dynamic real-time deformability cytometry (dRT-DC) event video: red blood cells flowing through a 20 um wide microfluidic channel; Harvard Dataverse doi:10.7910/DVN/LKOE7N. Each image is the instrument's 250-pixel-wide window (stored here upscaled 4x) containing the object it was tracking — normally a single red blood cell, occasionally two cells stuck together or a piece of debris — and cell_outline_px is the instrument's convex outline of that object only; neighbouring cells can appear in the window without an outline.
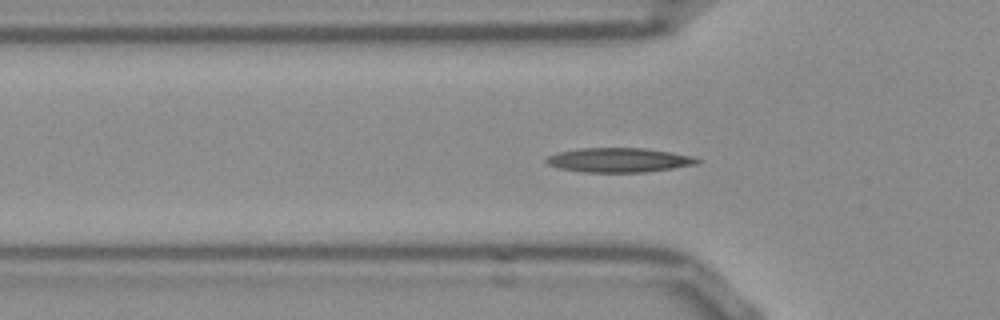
{"species": "Egyptian fruit bat (a non-hibernating species)", "species_latin": "Rousettus aegyptiacus", "temperature_condition": "room temperature", "stored_images_in_passage": 41, "segment_of_instrument_passage": [1, 2], "camera_frame_rate_fps": 3000, "um_per_image_px": 0.085, "frame": {"image": 1, "passage_image": 4, "time_ms": 1.0, "image_size_px": [1000, 320], "cell_outline_px": [[700, 164], [644, 172], [580, 172], [560, 168], [548, 164], [544, 160], [548, 156], [560, 152], [580, 148], [644, 148], [672, 152], [692, 156], [700, 160]], "centroid_in_image_um": [52.63, 13.6], "position_along_channel_um": 73.2, "area_um2": 21.39}}
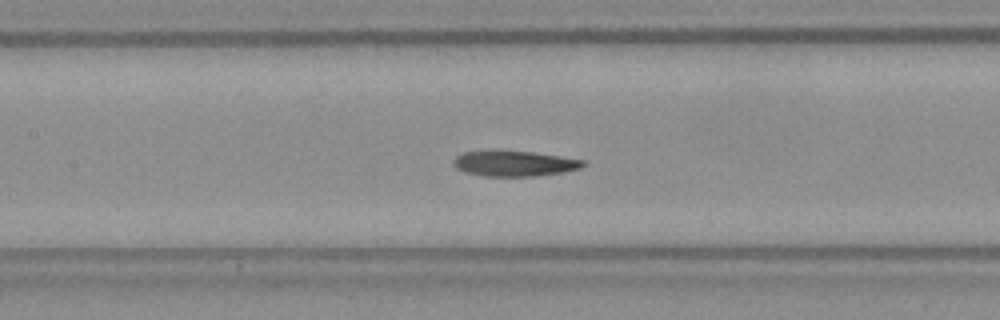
{"frame": {"image": 2, "passage_image": 11, "time_ms": 3.333, "image_size_px": [1000, 320], "cell_outline_px": [[588, 164], [580, 168], [564, 172], [536, 176], [484, 176], [464, 172], [456, 168], [452, 160], [456, 156], [464, 152], [532, 152], [560, 156], [584, 160]], "centroid_in_image_um": [43.76, 13.92], "position_along_channel_um": 163.6, "area_um2": 18.9}}
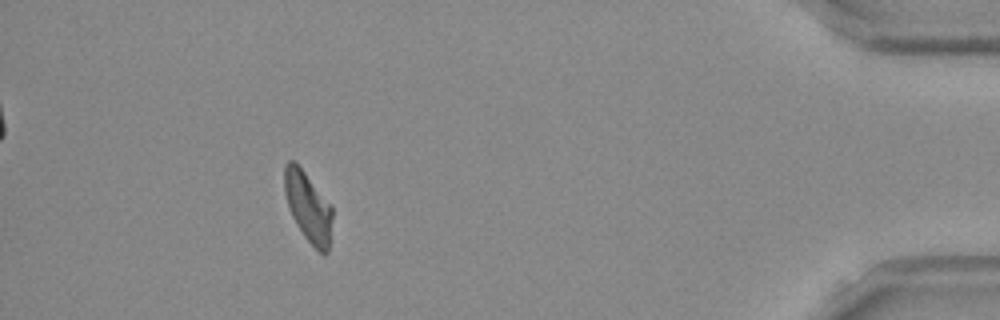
{"frame": {"image": 3, "passage_image": 35, "time_ms": 11.333, "image_size_px": [1000, 320], "cell_outline_px": [[332, 216], [328, 252], [324, 256], [304, 236], [296, 224], [288, 208], [284, 192], [284, 164], [288, 160], [292, 160], [304, 172], [332, 204]], "centroid_in_image_um": [26.18, 17.58], "position_along_channel_um": 409.0, "area_um2": 19.48}}